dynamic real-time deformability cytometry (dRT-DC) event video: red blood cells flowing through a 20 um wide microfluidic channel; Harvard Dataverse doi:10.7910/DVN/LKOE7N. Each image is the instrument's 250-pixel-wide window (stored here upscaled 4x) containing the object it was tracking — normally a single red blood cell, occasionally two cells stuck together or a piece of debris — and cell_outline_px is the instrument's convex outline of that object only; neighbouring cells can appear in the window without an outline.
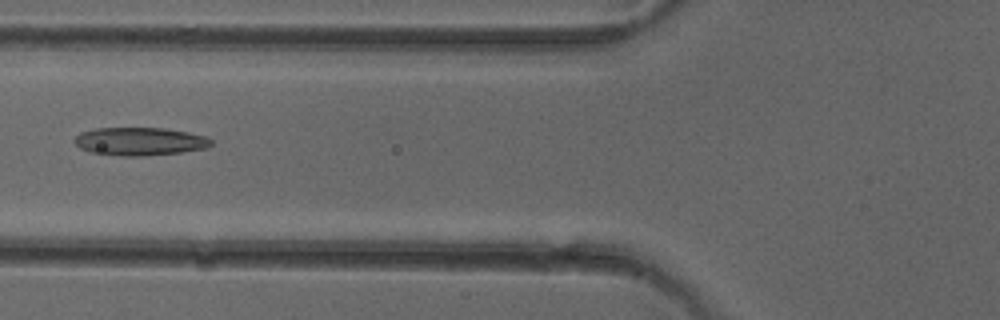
{"species": "common noctule bat (a hibernating species)", "species_latin": "Nyctalus noctula", "temperature_condition": "cold", "stored_images_in_passage": 5, "camera_frame_rate_fps": 3000, "um_per_image_px": 0.085, "animal": {"sex": "female"}, "frame": {"image": 1, "passage_image": 5, "time_ms": 5.333, "image_size_px": [1000, 320], "cell_outline_px": [[212, 144], [208, 148], [180, 152], [144, 156], [124, 156], [92, 152], [80, 148], [72, 140], [80, 132], [96, 128], [164, 128], [188, 132], [208, 136], [212, 140]], "centroid_in_image_um": [11.91, 12.01], "position_along_channel_um": 113.9, "area_um2": 22.43}}